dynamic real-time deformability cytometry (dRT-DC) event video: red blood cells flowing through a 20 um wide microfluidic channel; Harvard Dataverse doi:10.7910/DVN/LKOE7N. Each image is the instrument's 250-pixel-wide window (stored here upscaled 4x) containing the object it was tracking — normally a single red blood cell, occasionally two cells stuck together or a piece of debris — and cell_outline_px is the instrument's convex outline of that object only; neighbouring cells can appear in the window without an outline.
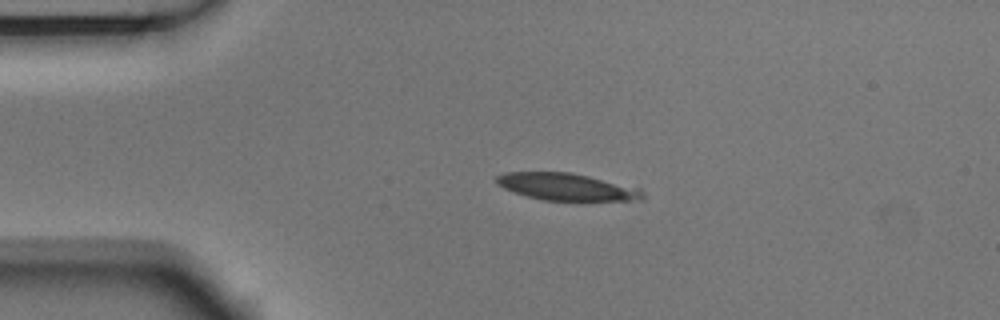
{"species": "Egyptian fruit bat (a non-hibernating species)", "species_latin": "Rousettus aegyptiacus", "temperature_condition": "room temperature", "stored_images_in_passage": 3, "camera_frame_rate_fps": 3000, "um_per_image_px": 0.085, "animal": {"sex": "male"}, "frame": {"image": 1, "passage_image": 2, "time_ms": 0.333, "image_size_px": [1000, 320], "cell_outline_px": [[644, 200], [544, 200], [528, 196], [504, 188], [496, 184], [496, 176], [504, 172], [568, 172], [588, 176], [640, 188], [644, 192]], "centroid_in_image_um": [48.17, 15.87], "position_along_channel_um": 36.8, "area_um2": 22.83}}